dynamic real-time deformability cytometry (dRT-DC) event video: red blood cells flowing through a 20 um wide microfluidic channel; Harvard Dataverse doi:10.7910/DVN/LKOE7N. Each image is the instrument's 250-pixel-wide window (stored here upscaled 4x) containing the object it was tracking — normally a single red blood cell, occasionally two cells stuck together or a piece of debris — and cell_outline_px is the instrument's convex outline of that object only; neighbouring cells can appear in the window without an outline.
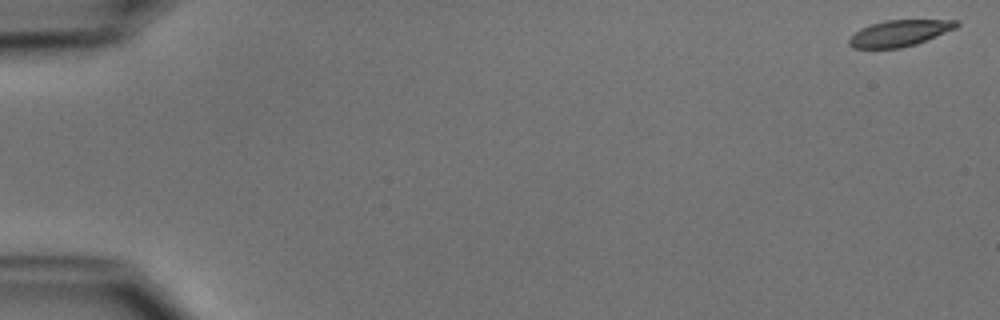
{"species": "common noctule bat (a hibernating species)", "species_latin": "Nyctalus noctula", "temperature_condition": "cold", "stored_images_in_passage": 16, "camera_frame_rate_fps": 3000, "um_per_image_px": 0.085, "animal": {"sex": "male", "body_mass_g": 15.6}, "frame": {"image": 1, "passage_image": 1, "time_ms": 0.0, "image_size_px": [1000, 320], "cell_outline_px": [[960, 24], [956, 28], [916, 44], [900, 48], [852, 48], [848, 44], [848, 40], [860, 28], [884, 20], [956, 20]], "centroid_in_image_um": [76.45, 2.82], "position_along_channel_um": 8.6, "area_um2": 16.3}}
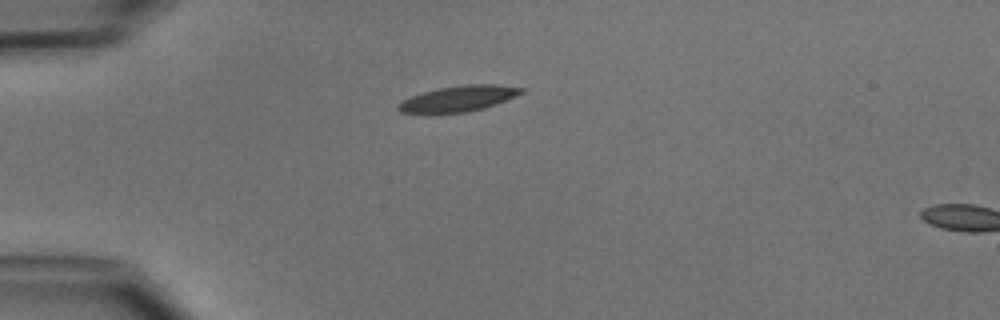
{"frame": {"image": 2, "passage_image": 14, "time_ms": 4.333, "image_size_px": [1000, 320], "cell_outline_px": [[524, 92], [516, 96], [496, 104], [484, 108], [468, 112], [400, 112], [396, 108], [396, 104], [400, 100], [436, 88], [464, 84], [496, 84], [524, 88]], "centroid_in_image_um": [38.98, 8.36], "position_along_channel_um": 46.0, "area_um2": 18.38}}